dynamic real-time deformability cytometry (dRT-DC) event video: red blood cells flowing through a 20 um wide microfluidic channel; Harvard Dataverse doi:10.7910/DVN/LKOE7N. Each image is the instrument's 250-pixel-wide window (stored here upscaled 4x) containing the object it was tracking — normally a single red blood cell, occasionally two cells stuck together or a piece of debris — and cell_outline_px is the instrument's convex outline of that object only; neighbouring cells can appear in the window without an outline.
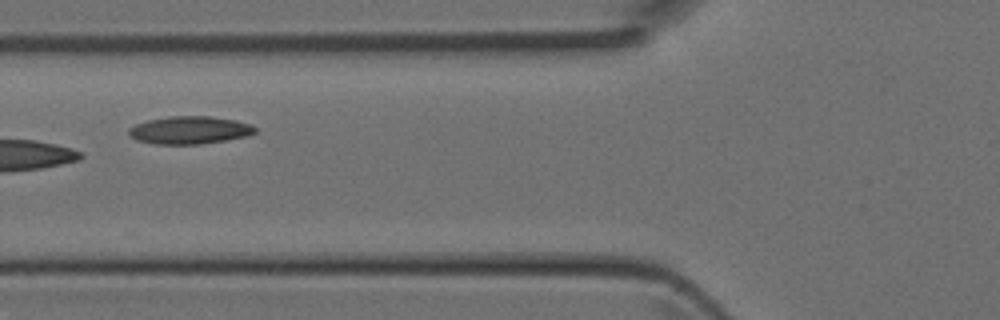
{"species": "Egyptian fruit bat (a non-hibernating species)", "species_latin": "Rousettus aegyptiacus", "temperature_condition": "room temperature", "stored_images_in_passage": 3, "camera_frame_rate_fps": 3000, "um_per_image_px": 0.085, "animal": {"sex": "female"}, "frame": {"image": 1, "passage_image": 3, "time_ms": 0.667, "image_size_px": [1000, 320], "cell_outline_px": [[256, 132], [248, 136], [200, 144], [156, 144], [136, 140], [128, 132], [128, 128], [136, 124], [148, 120], [168, 116], [212, 116], [236, 120], [252, 124], [256, 128]], "centroid_in_image_um": [16.14, 11.05], "position_along_channel_um": 109.7, "area_um2": 20.46}}